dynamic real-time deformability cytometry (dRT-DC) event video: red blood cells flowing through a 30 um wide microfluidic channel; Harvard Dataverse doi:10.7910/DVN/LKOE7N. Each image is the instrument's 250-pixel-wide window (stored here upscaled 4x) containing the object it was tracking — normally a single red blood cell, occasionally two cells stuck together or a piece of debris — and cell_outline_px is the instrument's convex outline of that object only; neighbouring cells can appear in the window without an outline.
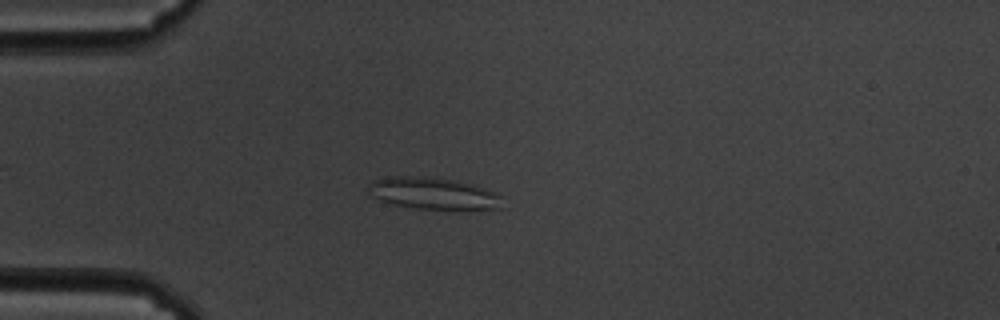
{"species": "common noctule bat (a hibernating species)", "species_latin": "Nyctalus noctula", "temperature_condition": "cold", "stored_images_in_passage": 53, "camera_frame_rate_fps": 3000, "um_per_image_px": 0.085, "animal": {"sex": "male", "body_mass_g": 19.5, "forearm_length_mm": 54.6}, "frame": {"image": 1, "passage_image": 10, "time_ms": 3.0, "image_size_px": [1000, 320], "cell_outline_px": [[500, 208], [416, 208], [392, 204], [372, 196], [368, 192], [368, 184], [372, 180], [388, 176], [436, 176], [472, 184], [492, 192], [500, 196]], "centroid_in_image_um": [36.71, 16.39], "position_along_channel_um": 48.3, "area_um2": 24.39}}
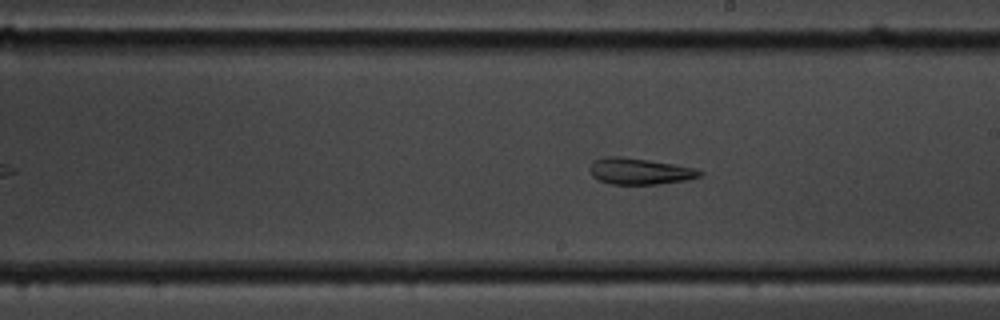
{"frame": {"image": 2, "passage_image": 28, "time_ms": 9.0, "image_size_px": [1000, 320], "cell_outline_px": [[704, 172], [700, 176], [688, 180], [660, 184], [612, 184], [596, 180], [588, 172], [588, 168], [592, 160], [604, 156], [620, 156], [676, 164], [692, 168]], "centroid_in_image_um": [54.3, 14.55], "position_along_channel_um": 234.7, "area_um2": 17.17}}
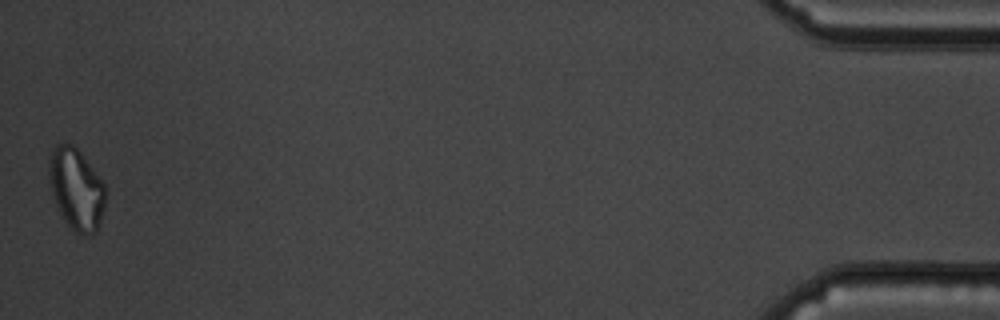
{"frame": {"image": 3, "passage_image": 53, "time_ms": 17.333, "image_size_px": [1000, 320], "cell_outline_px": [[104, 208], [96, 232], [92, 236], [88, 236], [76, 232], [64, 220], [56, 204], [48, 180], [48, 156], [56, 144], [64, 140], [72, 144], [80, 152], [104, 184]], "centroid_in_image_um": [6.44, 16.03], "position_along_channel_um": 428.8, "area_um2": 26.76}, "authors_computed_cell_mechanics": {"area_um2": 22.1952, "velocity_mm_per_s": 3.3796, "shape_relaxation_time_tau1_ms": null, "shape_relaxation_time_tau2_ms": 7.2927, "deformation_change_tau1": null, "deformation_change_tau2": 0.1498}}